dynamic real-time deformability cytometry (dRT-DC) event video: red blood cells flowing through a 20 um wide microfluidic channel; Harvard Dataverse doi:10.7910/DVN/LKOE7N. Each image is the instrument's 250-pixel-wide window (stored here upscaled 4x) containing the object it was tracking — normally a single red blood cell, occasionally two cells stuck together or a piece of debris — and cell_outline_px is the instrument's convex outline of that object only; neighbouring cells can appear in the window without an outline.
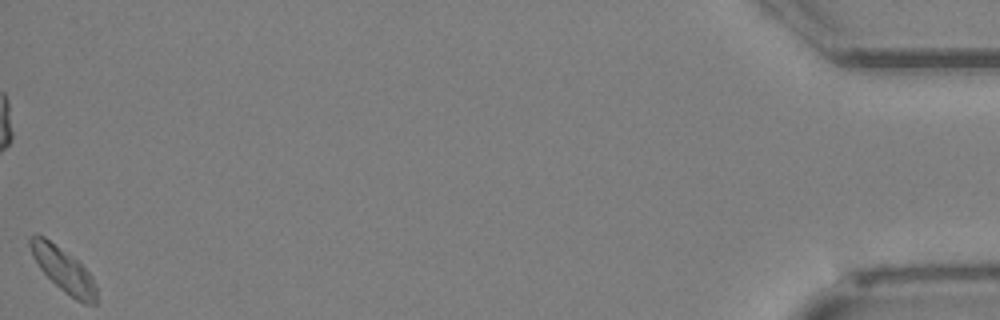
{"species": "Egyptian fruit bat (a non-hibernating species)", "species_latin": "Rousettus aegyptiacus", "temperature_condition": "cold", "stored_images_in_passage": 32, "camera_frame_rate_fps": 3000, "um_per_image_px": 0.085, "animal": {"sex": "female"}, "frame": {"image": 1, "passage_image": 32, "time_ms": 10.333, "image_size_px": [1000, 320], "cell_outline_px": [[96, 304], [84, 304], [76, 300], [64, 292], [40, 268], [32, 256], [28, 244], [28, 240], [36, 232], [44, 236], [76, 260], [92, 276], [96, 288]], "centroid_in_image_um": [5.36, 22.92], "position_along_channel_um": 429.8, "area_um2": 16.76}}